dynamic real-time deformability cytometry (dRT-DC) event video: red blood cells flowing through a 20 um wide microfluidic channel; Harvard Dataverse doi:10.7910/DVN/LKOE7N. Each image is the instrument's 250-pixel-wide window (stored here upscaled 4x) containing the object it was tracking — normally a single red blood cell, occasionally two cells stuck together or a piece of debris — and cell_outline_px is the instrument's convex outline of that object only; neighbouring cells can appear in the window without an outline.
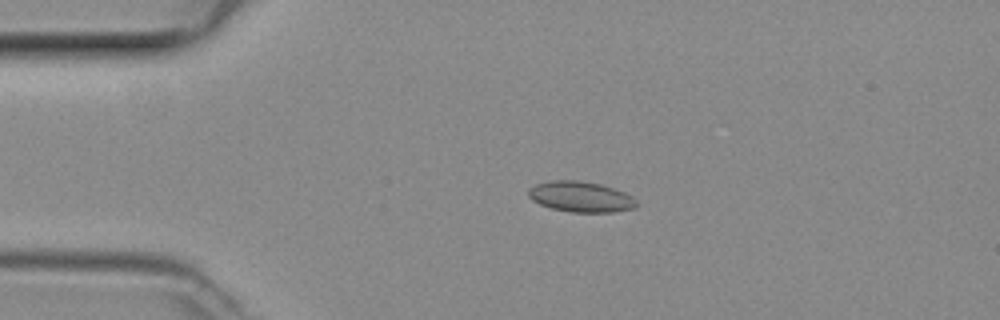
{"species": "common noctule bat (a hibernating species)", "species_latin": "Nyctalus noctula", "temperature_condition": "room temperature", "stored_images_in_passage": 40, "camera_frame_rate_fps": 3000, "um_per_image_px": 0.085, "animal": {"sex": "female", "body_mass_g": 29.2, "forearm_length_mm": 56.3}, "frame": {"image": 1, "passage_image": 2, "time_ms": 0.333, "image_size_px": [1000, 320], "cell_outline_px": [[636, 208], [612, 212], [572, 212], [552, 208], [540, 204], [532, 200], [528, 196], [528, 188], [536, 184], [548, 180], [580, 180], [600, 184], [624, 192], [632, 196], [636, 200]], "centroid_in_image_um": [49.34, 16.71], "position_along_channel_um": 35.7, "area_um2": 19.31}}
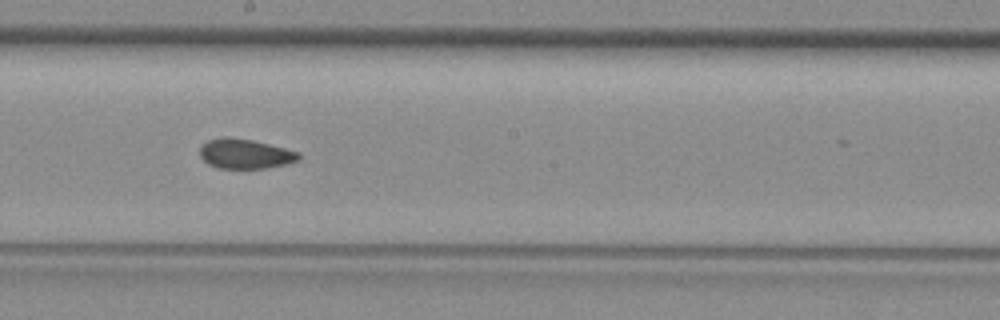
{"frame": {"image": 2, "passage_image": 18, "time_ms": 5.667, "image_size_px": [1000, 320], "cell_outline_px": [[300, 160], [288, 164], [264, 168], [220, 168], [208, 164], [200, 156], [200, 148], [208, 140], [224, 136], [252, 140], [300, 152]], "centroid_in_image_um": [20.85, 13.07], "position_along_channel_um": 227.3, "area_um2": 17.05}}
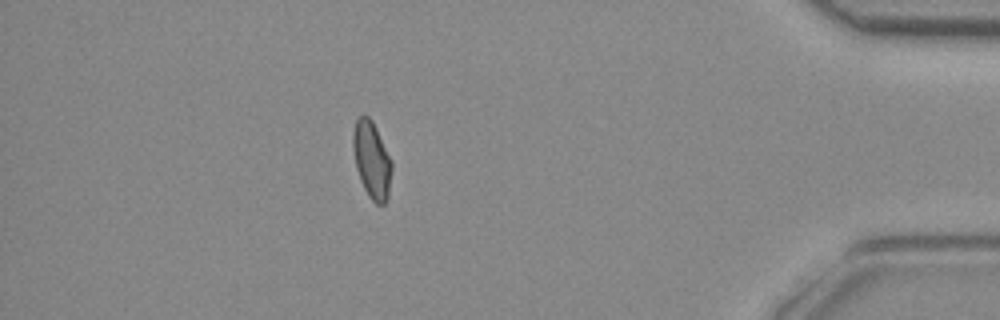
{"frame": {"image": 3, "passage_image": 34, "time_ms": 11.0, "image_size_px": [1000, 320], "cell_outline_px": [[392, 168], [388, 200], [384, 204], [376, 204], [368, 196], [360, 180], [356, 168], [352, 144], [352, 132], [356, 120], [360, 116], [368, 116], [372, 120], [392, 160]], "centroid_in_image_um": [31.6, 13.61], "position_along_channel_um": 403.6, "area_um2": 17.51}}